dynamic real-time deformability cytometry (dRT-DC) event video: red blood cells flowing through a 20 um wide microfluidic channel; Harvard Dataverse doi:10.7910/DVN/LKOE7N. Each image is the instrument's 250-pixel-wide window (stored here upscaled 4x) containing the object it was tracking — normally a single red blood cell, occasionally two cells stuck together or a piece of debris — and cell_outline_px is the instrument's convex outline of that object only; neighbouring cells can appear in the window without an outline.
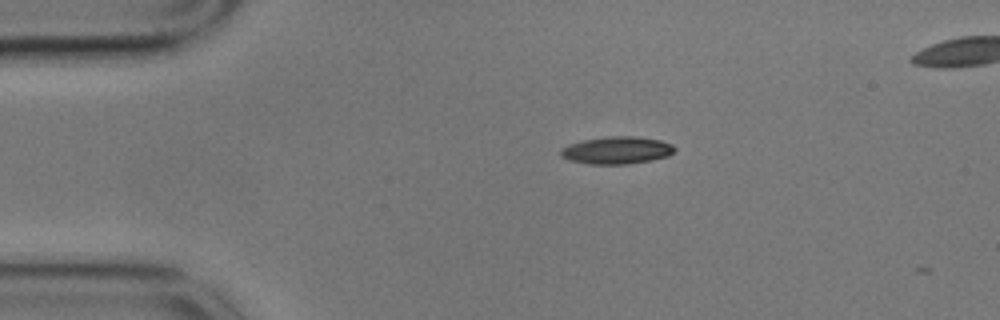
{"species": "common noctule bat (a hibernating species)", "species_latin": "Nyctalus noctula", "temperature_condition": "cold", "stored_images_in_passage": 8, "camera_frame_rate_fps": 3000, "um_per_image_px": 0.085, "animal": {"sex": "male", "body_mass_g": 17.9}, "frame": {"image": 1, "passage_image": 2, "time_ms": 0.333, "image_size_px": [1000, 320], "cell_outline_px": [[676, 148], [668, 156], [652, 160], [628, 164], [588, 164], [568, 160], [560, 156], [560, 148], [568, 144], [580, 140], [608, 136], [636, 136], [660, 140], [672, 144]], "centroid_in_image_um": [52.38, 12.77], "position_along_channel_um": 32.6, "area_um2": 18.44}}